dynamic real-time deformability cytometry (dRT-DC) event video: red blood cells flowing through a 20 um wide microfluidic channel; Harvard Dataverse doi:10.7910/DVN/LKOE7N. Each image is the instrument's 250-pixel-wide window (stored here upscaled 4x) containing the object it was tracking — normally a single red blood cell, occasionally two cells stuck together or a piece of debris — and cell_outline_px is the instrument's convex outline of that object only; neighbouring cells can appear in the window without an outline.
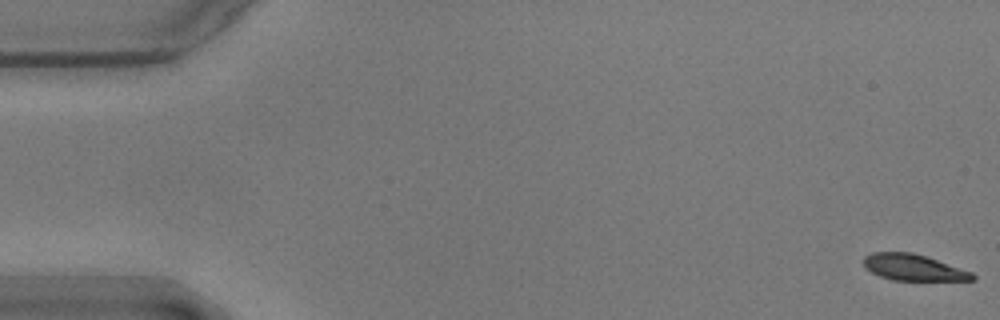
{"species": "common noctule bat (a hibernating species)", "species_latin": "Nyctalus noctula", "temperature_condition": "warm", "stored_images_in_passage": 15, "camera_frame_rate_fps": 3000, "um_per_image_px": 0.085, "animal": {"sex": "male", "body_mass_g": 17.9}, "frame": {"image": 1, "passage_image": 1, "time_ms": 0.0, "image_size_px": [1000, 320], "cell_outline_px": [[976, 280], [892, 280], [880, 276], [864, 268], [864, 256], [872, 252], [912, 252], [972, 272], [976, 276]], "centroid_in_image_um": [77.61, 22.73], "position_along_channel_um": 7.4, "area_um2": 16.47}}